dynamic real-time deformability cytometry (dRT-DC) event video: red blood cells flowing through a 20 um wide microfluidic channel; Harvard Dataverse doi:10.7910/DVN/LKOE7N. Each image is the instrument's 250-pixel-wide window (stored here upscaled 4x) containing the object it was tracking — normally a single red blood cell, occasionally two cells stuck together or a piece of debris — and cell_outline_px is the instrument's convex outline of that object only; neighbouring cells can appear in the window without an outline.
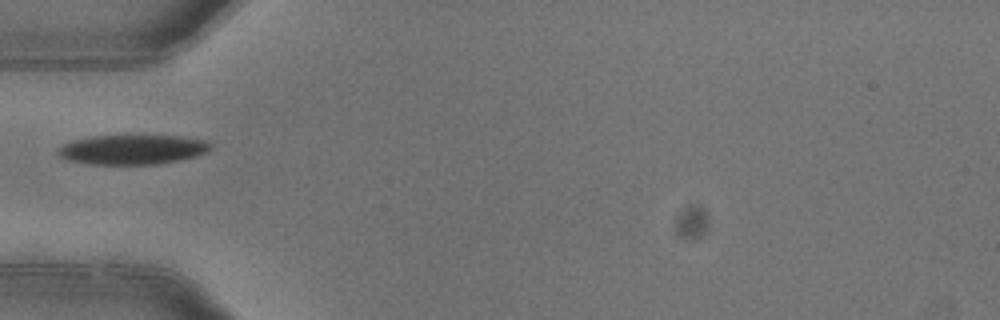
{"species": "common noctule bat (a hibernating species)", "species_latin": "Nyctalus noctula", "temperature_condition": "warm", "stored_images_in_passage": 2, "camera_frame_rate_fps": 3000, "um_per_image_px": 0.085, "animal": {"sex": "female"}, "frame": {"image": 1, "passage_image": 1, "time_ms": 0.0, "image_size_px": [1000, 320], "cell_outline_px": [[212, 148], [208, 152], [196, 156], [180, 160], [160, 164], [88, 164], [64, 160], [56, 156], [56, 152], [64, 144], [72, 140], [92, 136], [180, 136], [208, 140], [212, 144]], "centroid_in_image_um": [11.26, 12.72], "position_along_channel_um": 73.7, "area_um2": 26.7}}